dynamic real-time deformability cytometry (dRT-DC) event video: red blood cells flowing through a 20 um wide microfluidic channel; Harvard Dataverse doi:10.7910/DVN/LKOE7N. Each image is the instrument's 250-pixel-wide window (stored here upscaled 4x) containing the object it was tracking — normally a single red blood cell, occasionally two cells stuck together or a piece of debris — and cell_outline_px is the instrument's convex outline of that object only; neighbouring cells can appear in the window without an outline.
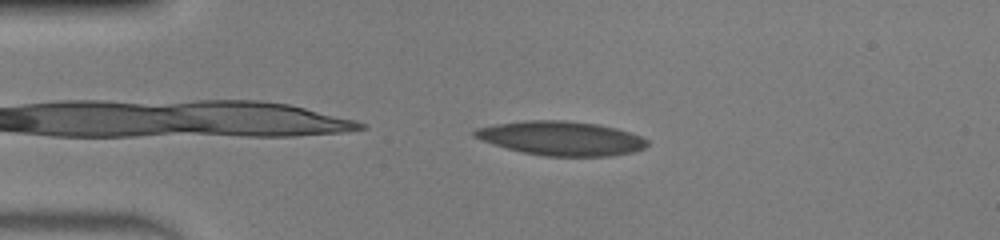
{"species": "human", "species_latin": "Homo sapiens", "temperature_condition": "warm", "stored_images_in_passage": 41, "camera_frame_rate_fps": 3000, "um_per_image_px": 0.085, "donor": {"sex": "male"}, "frame": {"image": 1, "passage_image": 2, "time_ms": 0.333, "image_size_px": [1000, 240], "cell_outline_px": [[648, 144], [644, 148], [632, 152], [612, 156], [544, 156], [524, 152], [508, 148], [472, 136], [472, 132], [476, 128], [496, 124], [524, 120], [564, 120], [596, 124], [616, 128], [640, 136], [648, 140]], "centroid_in_image_um": [47.72, 11.75], "position_along_channel_um": 37.3, "area_um2": 34.04}}
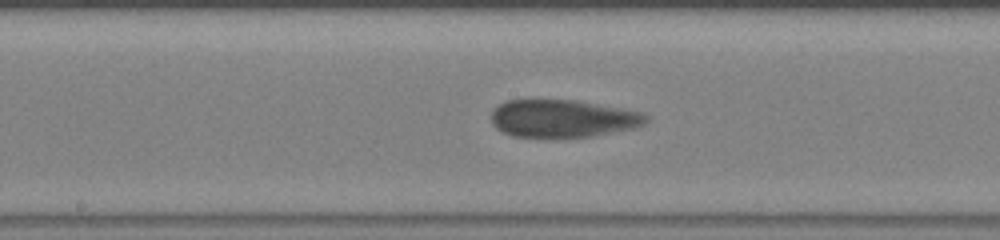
{"frame": {"image": 2, "passage_image": 17, "time_ms": 5.333, "image_size_px": [1000, 240], "cell_outline_px": [[648, 120], [644, 124], [632, 128], [592, 136], [556, 140], [512, 136], [496, 128], [492, 124], [492, 108], [504, 100], [576, 100], [644, 112], [648, 116]], "centroid_in_image_um": [47.8, 10.1], "position_along_channel_um": 200.4, "area_um2": 34.85}}
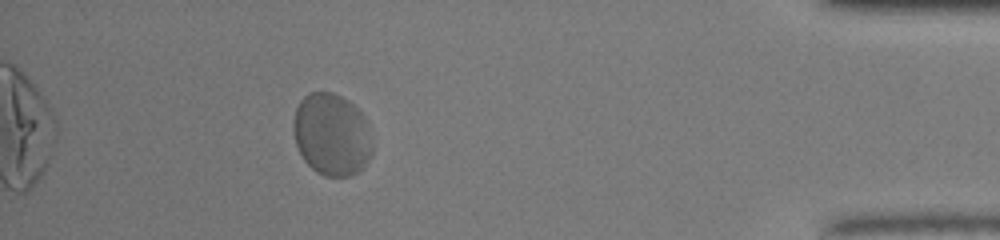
{"frame": {"image": 3, "passage_image": 36, "time_ms": 11.667, "image_size_px": [1000, 240], "cell_outline_px": [[372, 152], [368, 160], [352, 176], [324, 176], [316, 172], [304, 160], [296, 144], [292, 128], [292, 120], [296, 108], [300, 100], [308, 92], [332, 92], [348, 100], [364, 116], [372, 144]], "centroid_in_image_um": [28.16, 11.42], "position_along_channel_um": 407.0, "area_um2": 37.8}}